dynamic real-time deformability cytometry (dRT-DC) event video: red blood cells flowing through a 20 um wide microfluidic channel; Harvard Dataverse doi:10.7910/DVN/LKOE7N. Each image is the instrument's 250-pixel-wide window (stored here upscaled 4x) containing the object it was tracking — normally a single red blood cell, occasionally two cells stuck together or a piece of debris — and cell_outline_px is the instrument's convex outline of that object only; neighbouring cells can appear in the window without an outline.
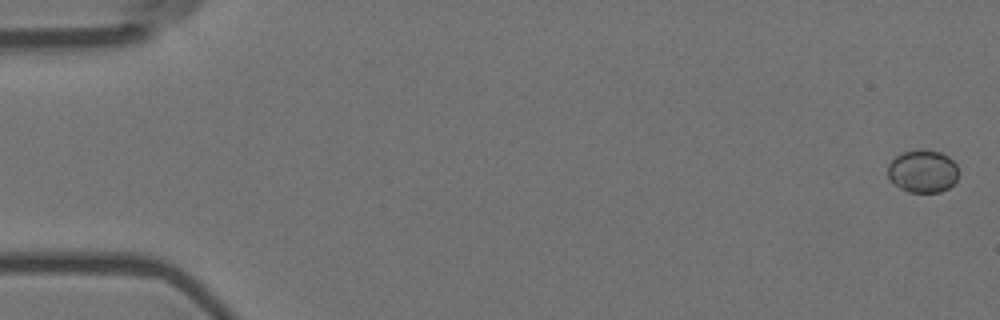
{"species": "Egyptian fruit bat (a non-hibernating species)", "species_latin": "Rousettus aegyptiacus", "temperature_condition": "room temperature", "stored_images_in_passage": 5, "camera_frame_rate_fps": 3000, "um_per_image_px": 0.085, "animal": {"sex": "female"}, "frame": {"image": 1, "passage_image": 1, "time_ms": 0.0, "image_size_px": [1000, 320], "cell_outline_px": [[960, 172], [956, 180], [948, 188], [940, 192], [908, 192], [892, 184], [888, 180], [888, 164], [896, 156], [904, 152], [916, 148], [920, 148], [940, 152], [948, 156], [956, 164]], "centroid_in_image_um": [78.42, 14.55], "position_along_channel_um": 6.6, "area_um2": 17.98}}